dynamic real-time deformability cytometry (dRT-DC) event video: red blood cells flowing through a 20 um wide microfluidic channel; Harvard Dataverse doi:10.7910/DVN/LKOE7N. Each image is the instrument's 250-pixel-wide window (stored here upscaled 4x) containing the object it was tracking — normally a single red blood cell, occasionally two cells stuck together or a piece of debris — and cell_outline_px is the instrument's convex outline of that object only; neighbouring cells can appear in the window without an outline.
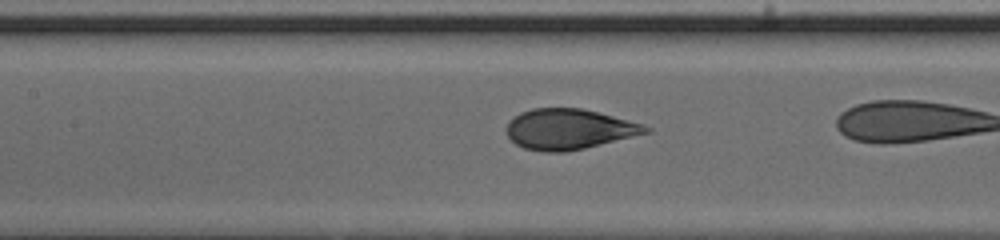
{"species": "human", "species_latin": "Homo sapiens", "temperature_condition": "cold", "stored_images_in_passage": 7, "camera_frame_rate_fps": 3000, "um_per_image_px": 0.085, "donor": {"sex": "male"}, "frame": {"image": 1, "passage_image": 5, "time_ms": 1.333, "image_size_px": [1000, 240], "cell_outline_px": [[652, 132], [584, 148], [564, 152], [544, 152], [524, 148], [516, 144], [504, 132], [504, 128], [508, 120], [520, 112], [532, 108], [580, 108], [644, 124], [652, 128]], "centroid_in_image_um": [48.32, 10.98], "position_along_channel_um": 159.1, "area_um2": 32.95}}